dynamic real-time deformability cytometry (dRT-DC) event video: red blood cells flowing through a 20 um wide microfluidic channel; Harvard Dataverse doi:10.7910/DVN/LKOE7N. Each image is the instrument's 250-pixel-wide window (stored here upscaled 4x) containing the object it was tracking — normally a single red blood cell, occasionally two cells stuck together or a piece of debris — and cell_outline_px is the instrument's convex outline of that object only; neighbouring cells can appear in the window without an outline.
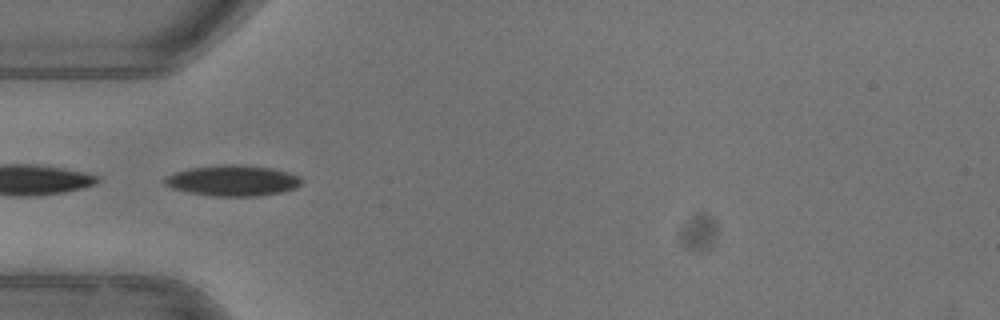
{"species": "common noctule bat (a hibernating species)", "species_latin": "Nyctalus noctula", "temperature_condition": "warm", "stored_images_in_passage": 5, "camera_frame_rate_fps": 3000, "um_per_image_px": 0.085, "animal": {"sex": "female"}, "frame": {"image": 1, "passage_image": 1, "time_ms": 0.0, "image_size_px": [1000, 320], "cell_outline_px": [[300, 184], [296, 188], [280, 192], [260, 196], [216, 196], [192, 192], [172, 188], [164, 184], [164, 180], [168, 176], [176, 172], [192, 168], [220, 164], [244, 164], [272, 168], [288, 172], [300, 176]], "centroid_in_image_um": [19.82, 15.34], "position_along_channel_um": 65.2, "area_um2": 24.33}}